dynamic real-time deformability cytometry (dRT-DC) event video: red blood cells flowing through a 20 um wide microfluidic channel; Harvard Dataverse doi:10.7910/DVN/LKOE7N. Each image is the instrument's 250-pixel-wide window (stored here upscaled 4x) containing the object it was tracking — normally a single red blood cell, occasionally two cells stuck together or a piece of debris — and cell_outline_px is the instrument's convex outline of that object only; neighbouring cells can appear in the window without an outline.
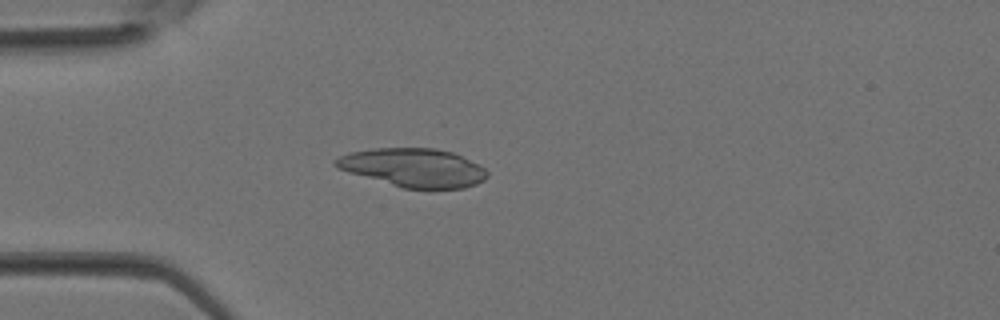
{"species": "Egyptian fruit bat (a non-hibernating species)", "species_latin": "Rousettus aegyptiacus", "temperature_condition": "room temperature", "stored_images_in_passage": 12, "camera_frame_rate_fps": 3000, "um_per_image_px": 0.085, "animal": {"sex": "female"}, "frame": {"image": 1, "passage_image": 4, "time_ms": 1.0, "image_size_px": [1000, 320], "cell_outline_px": [[488, 176], [484, 180], [476, 184], [464, 188], [404, 188], [348, 172], [336, 168], [332, 164], [332, 160], [348, 152], [372, 148], [436, 148], [452, 152], [480, 164], [488, 172]], "centroid_in_image_um": [35.12, 14.24], "position_along_channel_um": 49.9, "area_um2": 34.16}}
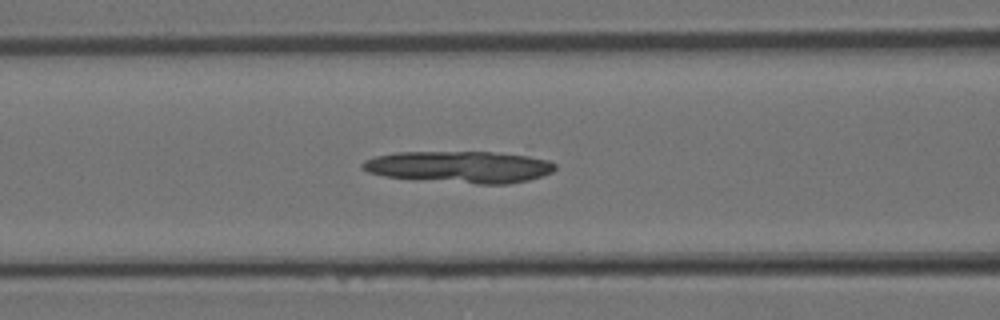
{"frame": {"image": 2, "passage_image": 9, "time_ms": 2.667, "image_size_px": [1000, 320], "cell_outline_px": [[556, 168], [552, 172], [528, 180], [508, 184], [476, 184], [384, 176], [368, 172], [360, 164], [364, 160], [376, 156], [396, 152], [492, 152], [528, 156], [548, 160], [556, 164]], "centroid_in_image_um": [39.09, 14.18], "position_along_channel_um": 127.5, "area_um2": 35.43}}
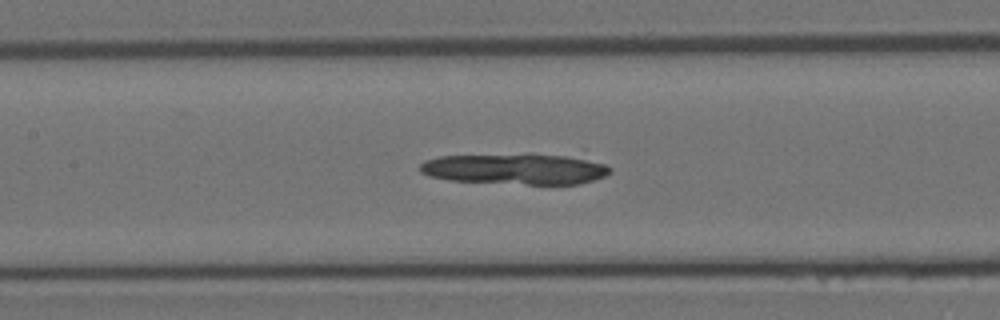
{"frame": {"image": 3, "passage_image": 11, "time_ms": 3.333, "image_size_px": [1000, 320], "cell_outline_px": [[612, 172], [604, 176], [580, 184], [528, 184], [448, 180], [428, 176], [420, 172], [420, 164], [424, 160], [440, 156], [528, 152], [564, 156], [604, 164], [612, 168]], "centroid_in_image_um": [43.73, 14.34], "position_along_channel_um": 163.7, "area_um2": 34.62}}